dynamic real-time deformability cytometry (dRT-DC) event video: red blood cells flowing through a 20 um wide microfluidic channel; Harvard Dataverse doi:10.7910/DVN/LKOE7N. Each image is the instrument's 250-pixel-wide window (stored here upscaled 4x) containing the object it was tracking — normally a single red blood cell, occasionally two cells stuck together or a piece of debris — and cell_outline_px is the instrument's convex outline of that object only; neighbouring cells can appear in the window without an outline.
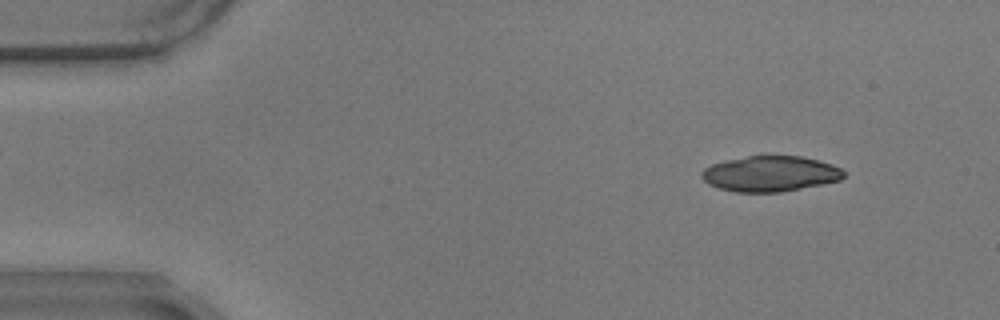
{"species": "common noctule bat (a hibernating species)", "species_latin": "Nyctalus noctula", "temperature_condition": "warm", "stored_images_in_passage": 56, "camera_frame_rate_fps": 3000, "um_per_image_px": 0.085, "animal": {"sex": "male", "body_mass_g": 17.9}, "frame": {"image": 1, "passage_image": 6, "time_ms": 1.667, "image_size_px": [1000, 320], "cell_outline_px": [[844, 176], [840, 180], [780, 192], [736, 192], [720, 188], [708, 184], [700, 176], [700, 172], [704, 168], [712, 164], [724, 160], [768, 152], [800, 156], [832, 164], [840, 168], [844, 172]], "centroid_in_image_um": [65.42, 14.72], "position_along_channel_um": 19.6, "area_um2": 30.06}}